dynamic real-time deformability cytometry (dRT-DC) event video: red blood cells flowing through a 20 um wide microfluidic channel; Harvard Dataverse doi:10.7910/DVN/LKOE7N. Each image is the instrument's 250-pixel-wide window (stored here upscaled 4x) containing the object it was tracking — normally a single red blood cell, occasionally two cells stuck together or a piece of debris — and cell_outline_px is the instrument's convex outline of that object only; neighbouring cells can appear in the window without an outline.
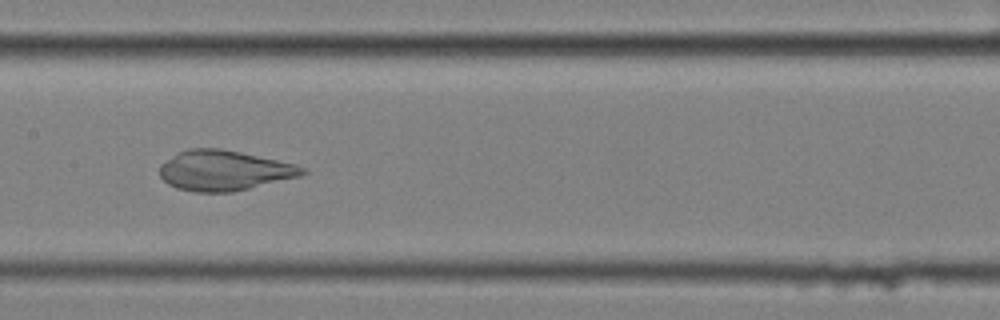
{"species": "common noctule bat (a hibernating species)", "species_latin": "Nyctalus noctula", "temperature_condition": "cold", "stored_images_in_passage": 9, "camera_frame_rate_fps": 3000, "um_per_image_px": 0.085, "animal": {"sex": "female", "body_mass_g": 25.1}, "frame": {"image": 1, "passage_image": 9, "time_ms": 2.667, "image_size_px": [1000, 320], "cell_outline_px": [[308, 172], [300, 176], [232, 192], [192, 192], [176, 188], [168, 184], [160, 176], [160, 164], [180, 152], [188, 148], [220, 148], [240, 152], [296, 164], [308, 168]], "centroid_in_image_um": [19.06, 14.49], "position_along_channel_um": 188.3, "area_um2": 33.35}}